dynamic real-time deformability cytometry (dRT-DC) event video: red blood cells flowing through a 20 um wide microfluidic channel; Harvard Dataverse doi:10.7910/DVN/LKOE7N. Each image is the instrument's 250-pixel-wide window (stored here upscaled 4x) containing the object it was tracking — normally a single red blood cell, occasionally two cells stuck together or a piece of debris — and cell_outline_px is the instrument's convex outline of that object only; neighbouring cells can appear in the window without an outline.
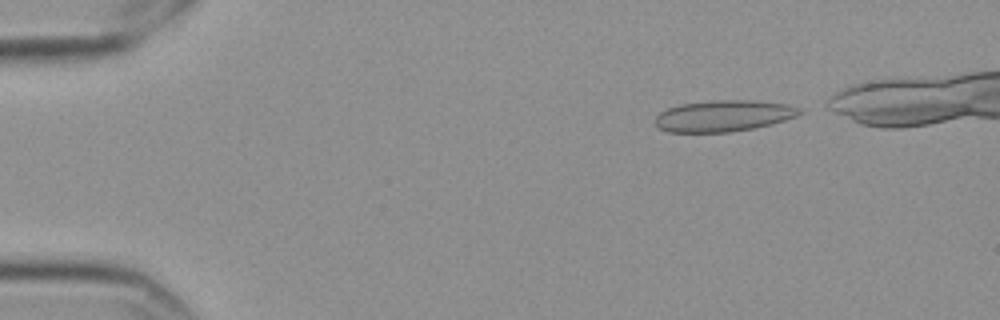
{"species": "Egyptian fruit bat (a non-hibernating species)", "species_latin": "Rousettus aegyptiacus", "temperature_condition": "cold", "stored_images_in_passage": 46, "camera_frame_rate_fps": 3000, "um_per_image_px": 0.085, "frame": {"image": 1, "passage_image": 2, "time_ms": 0.333, "image_size_px": [1000, 320], "cell_outline_px": [[804, 112], [796, 116], [772, 124], [756, 128], [732, 132], [668, 132], [660, 128], [656, 124], [656, 116], [660, 112], [668, 108], [680, 104], [712, 100], [748, 100], [788, 104], [800, 108]], "centroid_in_image_um": [61.52, 9.85], "position_along_channel_um": 23.5, "area_um2": 26.41}}
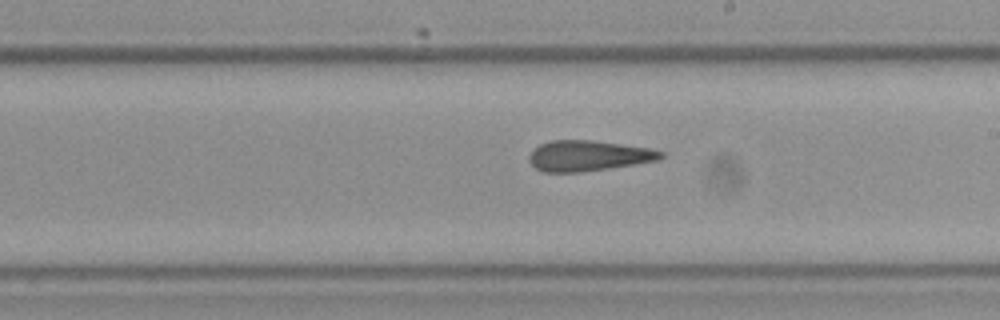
{"frame": {"image": 2, "passage_image": 27, "time_ms": 8.667, "image_size_px": [1000, 320], "cell_outline_px": [[664, 156], [660, 160], [608, 168], [580, 172], [540, 172], [528, 160], [528, 156], [540, 144], [552, 140], [592, 140], [652, 148], [664, 152]], "centroid_in_image_um": [50.03, 13.24], "position_along_channel_um": 239.0, "area_um2": 23.47}}
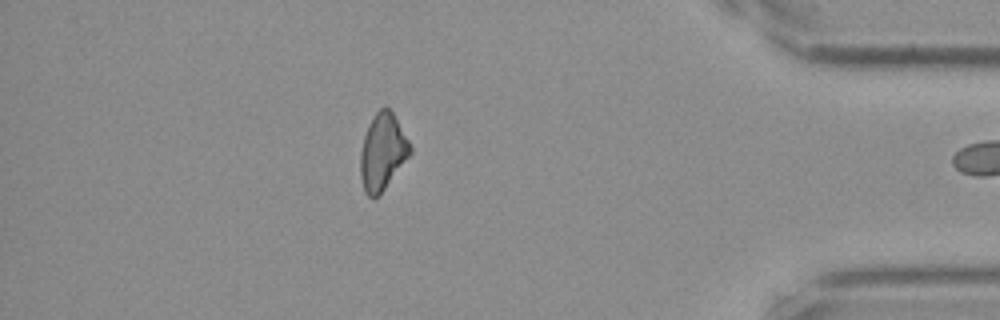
{"frame": {"image": 3, "passage_image": 44, "time_ms": 14.333, "image_size_px": [1000, 320], "cell_outline_px": [[412, 152], [380, 196], [372, 200], [364, 192], [360, 176], [360, 152], [364, 136], [372, 116], [384, 104], [392, 112], [408, 140], [412, 148]], "centroid_in_image_um": [32.5, 12.95], "position_along_channel_um": 402.7, "area_um2": 22.37}, "authors_computed_cell_mechanics": {"area_um2": 23.7558, "velocity_mm_per_s": 3.5639, "shape_relaxation_time_tau1_ms": null, "shape_relaxation_time_tau2_ms": 3.7653, "deformation_change_tau1": null, "deformation_change_tau2": 0.1088}}